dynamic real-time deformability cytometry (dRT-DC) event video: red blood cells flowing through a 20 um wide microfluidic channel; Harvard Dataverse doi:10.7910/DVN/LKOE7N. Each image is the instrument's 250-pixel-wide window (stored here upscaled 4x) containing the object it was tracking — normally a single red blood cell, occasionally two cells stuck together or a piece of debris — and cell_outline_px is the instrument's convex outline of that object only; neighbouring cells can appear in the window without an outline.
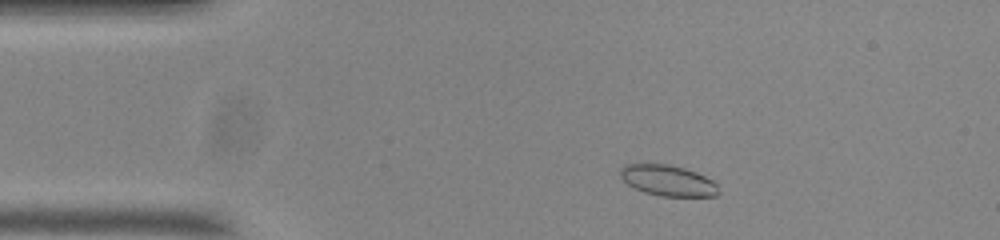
{"species": "common noctule bat (a hibernating species)", "species_latin": "Nyctalus noctula", "temperature_condition": "room temperature", "stored_images_in_passage": 50, "camera_frame_rate_fps": 3000, "um_per_image_px": 0.085, "animal": {"sex": "male", "body_mass_g": 20.0, "forearm_length_mm": 53.3}, "frame": {"image": 1, "passage_image": 4, "time_ms": 1.0, "image_size_px": [1000, 240], "cell_outline_px": [[720, 192], [716, 196], [660, 196], [644, 192], [628, 184], [620, 176], [620, 168], [624, 164], [668, 164], [684, 168], [696, 172], [712, 180], [716, 184]], "centroid_in_image_um": [56.77, 15.34], "position_along_channel_um": 28.2, "area_um2": 17.57}}
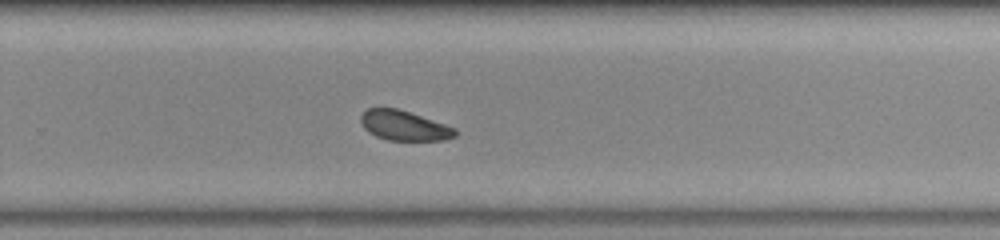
{"frame": {"image": 2, "passage_image": 30, "time_ms": 9.667, "image_size_px": [1000, 240], "cell_outline_px": [[456, 136], [444, 140], [388, 140], [376, 136], [368, 132], [364, 128], [360, 120], [360, 116], [368, 108], [396, 108], [456, 128]], "centroid_in_image_um": [34.33, 10.68], "position_along_channel_um": 295.5, "area_um2": 16.18}}
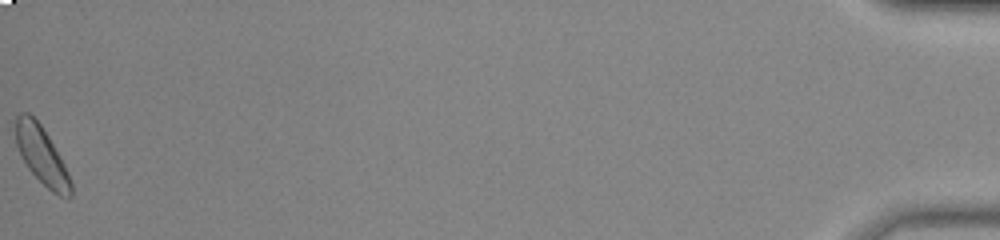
{"frame": {"image": 3, "passage_image": 50, "time_ms": 16.333, "image_size_px": [1000, 240], "cell_outline_px": [[72, 196], [68, 200], [52, 192], [28, 168], [20, 156], [16, 144], [16, 116], [20, 112], [28, 112], [40, 124], [48, 136], [60, 156], [68, 172], [72, 184]], "centroid_in_image_um": [3.56, 13.24], "position_along_channel_um": 431.6, "area_um2": 18.5}, "authors_computed_cell_mechanics": {"area_um2": 17.7157, "velocity_mm_per_s": 3.6641, "shape_relaxation_time_tau1_ms": 1.287, "shape_relaxation_time_tau2_ms": 7.8387, "deformation_change_tau1": 0.0548, "deformation_change_tau2": 0.1393}}